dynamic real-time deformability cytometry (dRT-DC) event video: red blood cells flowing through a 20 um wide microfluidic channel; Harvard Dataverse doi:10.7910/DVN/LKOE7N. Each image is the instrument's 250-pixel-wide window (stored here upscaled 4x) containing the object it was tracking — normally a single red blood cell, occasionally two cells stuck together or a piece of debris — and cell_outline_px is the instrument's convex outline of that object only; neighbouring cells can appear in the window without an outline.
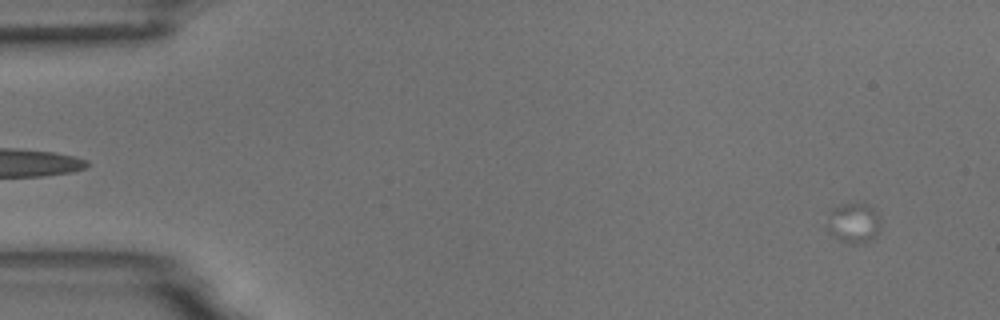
{"species": "common noctule bat (a hibernating species)", "species_latin": "Nyctalus noctula", "temperature_condition": "room temperature", "stored_images_in_passage": 4, "camera_frame_rate_fps": 3000, "um_per_image_px": 0.085, "animal": {"sex": "male", "body_mass_g": 18.8}, "frame": {"image": 1, "passage_image": 1, "time_ms": 0.0, "image_size_px": [1000, 320], "cell_outline_px": [[880, 224], [876, 236], [868, 244], [848, 244], [840, 240], [824, 228], [828, 212], [832, 208], [840, 204], [868, 204], [876, 212], [880, 220]], "centroid_in_image_um": [72.52, 18.98], "position_along_channel_um": 12.5, "area_um2": 12.95}}